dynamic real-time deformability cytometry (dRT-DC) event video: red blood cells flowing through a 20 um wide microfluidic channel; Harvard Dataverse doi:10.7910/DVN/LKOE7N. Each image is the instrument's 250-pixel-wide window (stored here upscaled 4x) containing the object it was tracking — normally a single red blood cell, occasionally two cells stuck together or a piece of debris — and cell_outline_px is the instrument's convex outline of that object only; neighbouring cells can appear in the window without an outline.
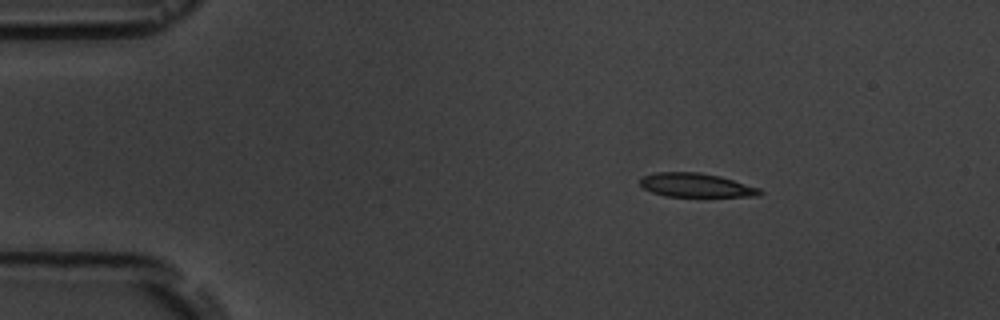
{"species": "common noctule bat (a hibernating species)", "species_latin": "Nyctalus noctula", "temperature_condition": "room temperature", "stored_images_in_passage": 3, "camera_frame_rate_fps": 3000, "um_per_image_px": 0.085, "animal": {"sex": "male", "body_mass_g": 19.5, "forearm_length_mm": 54.6}, "frame": {"image": 1, "passage_image": 1, "time_ms": 0.0, "image_size_px": [1000, 320], "cell_outline_px": [[764, 192], [760, 196], [664, 196], [652, 192], [644, 188], [640, 184], [640, 180], [644, 176], [656, 172], [700, 172], [720, 176], [760, 188]], "centroid_in_image_um": [59.18, 15.74], "position_along_channel_um": 25.8, "area_um2": 16.59}}